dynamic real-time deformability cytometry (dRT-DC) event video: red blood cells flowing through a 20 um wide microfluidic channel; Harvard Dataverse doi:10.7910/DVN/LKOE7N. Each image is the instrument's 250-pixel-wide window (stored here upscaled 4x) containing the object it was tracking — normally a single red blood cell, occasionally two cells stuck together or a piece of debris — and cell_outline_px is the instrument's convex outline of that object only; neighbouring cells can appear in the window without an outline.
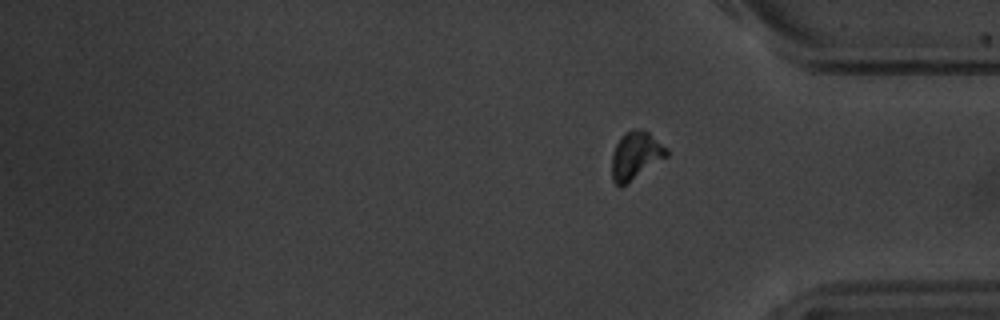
{"species": "common noctule bat (a hibernating species)", "species_latin": "Nyctalus noctula", "temperature_condition": "warm", "stored_images_in_passage": 17, "segment_of_instrument_passage": [2, 2], "camera_frame_rate_fps": 3000, "um_per_image_px": 0.085, "animal": {"sex": "male", "body_mass_g": 20.1, "forearm_length_mm": 53.5}, "frame": {"image": 1, "passage_image": 17, "time_ms": 19.333, "image_size_px": [1000, 320], "cell_outline_px": [[668, 156], [628, 184], [620, 188], [612, 180], [612, 152], [620, 136], [624, 132], [632, 128], [644, 128], [668, 148]], "centroid_in_image_um": [54.03, 13.21], "position_along_channel_um": 381.2, "area_um2": 15.78}}